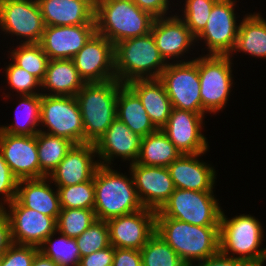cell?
<instances>
[{"instance_id":"obj_47","label":"cell","mask_w":266,"mask_h":266,"mask_svg":"<svg viewBox=\"0 0 266 266\" xmlns=\"http://www.w3.org/2000/svg\"><path fill=\"white\" fill-rule=\"evenodd\" d=\"M12 244L10 222L7 215L0 209V255Z\"/></svg>"},{"instance_id":"obj_36","label":"cell","mask_w":266,"mask_h":266,"mask_svg":"<svg viewBox=\"0 0 266 266\" xmlns=\"http://www.w3.org/2000/svg\"><path fill=\"white\" fill-rule=\"evenodd\" d=\"M96 220L93 209L61 208L56 220L57 232L77 238Z\"/></svg>"},{"instance_id":"obj_26","label":"cell","mask_w":266,"mask_h":266,"mask_svg":"<svg viewBox=\"0 0 266 266\" xmlns=\"http://www.w3.org/2000/svg\"><path fill=\"white\" fill-rule=\"evenodd\" d=\"M48 180V181H47ZM48 177L18 180L16 199L24 206L57 220L60 213L58 189L53 190Z\"/></svg>"},{"instance_id":"obj_48","label":"cell","mask_w":266,"mask_h":266,"mask_svg":"<svg viewBox=\"0 0 266 266\" xmlns=\"http://www.w3.org/2000/svg\"><path fill=\"white\" fill-rule=\"evenodd\" d=\"M31 266H58L53 260L38 251L33 258Z\"/></svg>"},{"instance_id":"obj_3","label":"cell","mask_w":266,"mask_h":266,"mask_svg":"<svg viewBox=\"0 0 266 266\" xmlns=\"http://www.w3.org/2000/svg\"><path fill=\"white\" fill-rule=\"evenodd\" d=\"M123 85L117 79L85 83L76 94L84 128V143L95 145L116 119L117 96Z\"/></svg>"},{"instance_id":"obj_21","label":"cell","mask_w":266,"mask_h":266,"mask_svg":"<svg viewBox=\"0 0 266 266\" xmlns=\"http://www.w3.org/2000/svg\"><path fill=\"white\" fill-rule=\"evenodd\" d=\"M142 137L132 132L126 124L116 118L104 135L95 144L100 165L110 166L114 157L135 163L138 159Z\"/></svg>"},{"instance_id":"obj_46","label":"cell","mask_w":266,"mask_h":266,"mask_svg":"<svg viewBox=\"0 0 266 266\" xmlns=\"http://www.w3.org/2000/svg\"><path fill=\"white\" fill-rule=\"evenodd\" d=\"M197 265L189 266H249L245 261L224 255L220 251L204 260L197 261Z\"/></svg>"},{"instance_id":"obj_42","label":"cell","mask_w":266,"mask_h":266,"mask_svg":"<svg viewBox=\"0 0 266 266\" xmlns=\"http://www.w3.org/2000/svg\"><path fill=\"white\" fill-rule=\"evenodd\" d=\"M17 184L18 179L12 174L0 152V194L4 196L2 197L3 202H0V209H3L5 204L11 203L16 198Z\"/></svg>"},{"instance_id":"obj_7","label":"cell","mask_w":266,"mask_h":266,"mask_svg":"<svg viewBox=\"0 0 266 266\" xmlns=\"http://www.w3.org/2000/svg\"><path fill=\"white\" fill-rule=\"evenodd\" d=\"M218 201L213 191L175 188L156 211V217L174 218L197 226H219L222 209Z\"/></svg>"},{"instance_id":"obj_10","label":"cell","mask_w":266,"mask_h":266,"mask_svg":"<svg viewBox=\"0 0 266 266\" xmlns=\"http://www.w3.org/2000/svg\"><path fill=\"white\" fill-rule=\"evenodd\" d=\"M232 59L229 55L199 57L200 96L208 113L222 111L233 86Z\"/></svg>"},{"instance_id":"obj_19","label":"cell","mask_w":266,"mask_h":266,"mask_svg":"<svg viewBox=\"0 0 266 266\" xmlns=\"http://www.w3.org/2000/svg\"><path fill=\"white\" fill-rule=\"evenodd\" d=\"M96 32V24L45 26L40 46L49 60L73 59Z\"/></svg>"},{"instance_id":"obj_25","label":"cell","mask_w":266,"mask_h":266,"mask_svg":"<svg viewBox=\"0 0 266 266\" xmlns=\"http://www.w3.org/2000/svg\"><path fill=\"white\" fill-rule=\"evenodd\" d=\"M126 85L139 97L154 127L162 129L173 108L163 83L158 78L136 79Z\"/></svg>"},{"instance_id":"obj_16","label":"cell","mask_w":266,"mask_h":266,"mask_svg":"<svg viewBox=\"0 0 266 266\" xmlns=\"http://www.w3.org/2000/svg\"><path fill=\"white\" fill-rule=\"evenodd\" d=\"M204 117L205 114L172 108L161 130L182 154L206 153L209 145L201 133Z\"/></svg>"},{"instance_id":"obj_15","label":"cell","mask_w":266,"mask_h":266,"mask_svg":"<svg viewBox=\"0 0 266 266\" xmlns=\"http://www.w3.org/2000/svg\"><path fill=\"white\" fill-rule=\"evenodd\" d=\"M110 245L122 249L141 250L156 231V211L143 208L107 220Z\"/></svg>"},{"instance_id":"obj_45","label":"cell","mask_w":266,"mask_h":266,"mask_svg":"<svg viewBox=\"0 0 266 266\" xmlns=\"http://www.w3.org/2000/svg\"><path fill=\"white\" fill-rule=\"evenodd\" d=\"M140 9L149 12L153 17L159 18L167 15L169 0H132Z\"/></svg>"},{"instance_id":"obj_20","label":"cell","mask_w":266,"mask_h":266,"mask_svg":"<svg viewBox=\"0 0 266 266\" xmlns=\"http://www.w3.org/2000/svg\"><path fill=\"white\" fill-rule=\"evenodd\" d=\"M94 144H76L67 152L64 159L49 174L48 178L56 187L71 186L86 182L94 177L99 161Z\"/></svg>"},{"instance_id":"obj_17","label":"cell","mask_w":266,"mask_h":266,"mask_svg":"<svg viewBox=\"0 0 266 266\" xmlns=\"http://www.w3.org/2000/svg\"><path fill=\"white\" fill-rule=\"evenodd\" d=\"M0 152L18 179H40L36 135H13L0 131Z\"/></svg>"},{"instance_id":"obj_4","label":"cell","mask_w":266,"mask_h":266,"mask_svg":"<svg viewBox=\"0 0 266 266\" xmlns=\"http://www.w3.org/2000/svg\"><path fill=\"white\" fill-rule=\"evenodd\" d=\"M125 174L110 166L99 165L94 174L96 218L107 221L144 208L134 186L132 174Z\"/></svg>"},{"instance_id":"obj_43","label":"cell","mask_w":266,"mask_h":266,"mask_svg":"<svg viewBox=\"0 0 266 266\" xmlns=\"http://www.w3.org/2000/svg\"><path fill=\"white\" fill-rule=\"evenodd\" d=\"M115 247L110 245L105 249L81 257L79 266H113Z\"/></svg>"},{"instance_id":"obj_30","label":"cell","mask_w":266,"mask_h":266,"mask_svg":"<svg viewBox=\"0 0 266 266\" xmlns=\"http://www.w3.org/2000/svg\"><path fill=\"white\" fill-rule=\"evenodd\" d=\"M181 154L167 135L161 129H157L142 138L136 163L145 166L168 167Z\"/></svg>"},{"instance_id":"obj_24","label":"cell","mask_w":266,"mask_h":266,"mask_svg":"<svg viewBox=\"0 0 266 266\" xmlns=\"http://www.w3.org/2000/svg\"><path fill=\"white\" fill-rule=\"evenodd\" d=\"M45 26L96 24L95 0H37Z\"/></svg>"},{"instance_id":"obj_41","label":"cell","mask_w":266,"mask_h":266,"mask_svg":"<svg viewBox=\"0 0 266 266\" xmlns=\"http://www.w3.org/2000/svg\"><path fill=\"white\" fill-rule=\"evenodd\" d=\"M38 251L36 246L12 243L1 255L0 266H31Z\"/></svg>"},{"instance_id":"obj_44","label":"cell","mask_w":266,"mask_h":266,"mask_svg":"<svg viewBox=\"0 0 266 266\" xmlns=\"http://www.w3.org/2000/svg\"><path fill=\"white\" fill-rule=\"evenodd\" d=\"M113 266H142L140 250L115 248Z\"/></svg>"},{"instance_id":"obj_18","label":"cell","mask_w":266,"mask_h":266,"mask_svg":"<svg viewBox=\"0 0 266 266\" xmlns=\"http://www.w3.org/2000/svg\"><path fill=\"white\" fill-rule=\"evenodd\" d=\"M129 166L142 205L158 211L175 190L168 168L145 166L136 162Z\"/></svg>"},{"instance_id":"obj_37","label":"cell","mask_w":266,"mask_h":266,"mask_svg":"<svg viewBox=\"0 0 266 266\" xmlns=\"http://www.w3.org/2000/svg\"><path fill=\"white\" fill-rule=\"evenodd\" d=\"M61 208L94 209V177L86 182L57 187Z\"/></svg>"},{"instance_id":"obj_38","label":"cell","mask_w":266,"mask_h":266,"mask_svg":"<svg viewBox=\"0 0 266 266\" xmlns=\"http://www.w3.org/2000/svg\"><path fill=\"white\" fill-rule=\"evenodd\" d=\"M75 240L81 257L105 249L110 246V235L107 221L97 219L80 236L75 238Z\"/></svg>"},{"instance_id":"obj_34","label":"cell","mask_w":266,"mask_h":266,"mask_svg":"<svg viewBox=\"0 0 266 266\" xmlns=\"http://www.w3.org/2000/svg\"><path fill=\"white\" fill-rule=\"evenodd\" d=\"M18 46L9 54L13 63L42 82L49 62L47 54L39 43H20Z\"/></svg>"},{"instance_id":"obj_29","label":"cell","mask_w":266,"mask_h":266,"mask_svg":"<svg viewBox=\"0 0 266 266\" xmlns=\"http://www.w3.org/2000/svg\"><path fill=\"white\" fill-rule=\"evenodd\" d=\"M240 22L232 53L243 52L252 57L266 58V20L259 13L247 14ZM235 51V52H234Z\"/></svg>"},{"instance_id":"obj_23","label":"cell","mask_w":266,"mask_h":266,"mask_svg":"<svg viewBox=\"0 0 266 266\" xmlns=\"http://www.w3.org/2000/svg\"><path fill=\"white\" fill-rule=\"evenodd\" d=\"M204 154H181L167 167L175 188L213 191L216 171L210 164L198 159Z\"/></svg>"},{"instance_id":"obj_35","label":"cell","mask_w":266,"mask_h":266,"mask_svg":"<svg viewBox=\"0 0 266 266\" xmlns=\"http://www.w3.org/2000/svg\"><path fill=\"white\" fill-rule=\"evenodd\" d=\"M140 252L142 266H187L174 249L156 232Z\"/></svg>"},{"instance_id":"obj_2","label":"cell","mask_w":266,"mask_h":266,"mask_svg":"<svg viewBox=\"0 0 266 266\" xmlns=\"http://www.w3.org/2000/svg\"><path fill=\"white\" fill-rule=\"evenodd\" d=\"M154 19L132 0H95L96 32L114 45L148 34Z\"/></svg>"},{"instance_id":"obj_32","label":"cell","mask_w":266,"mask_h":266,"mask_svg":"<svg viewBox=\"0 0 266 266\" xmlns=\"http://www.w3.org/2000/svg\"><path fill=\"white\" fill-rule=\"evenodd\" d=\"M36 140L40 164V178L48 177L74 144L68 139L44 132H38L36 134Z\"/></svg>"},{"instance_id":"obj_5","label":"cell","mask_w":266,"mask_h":266,"mask_svg":"<svg viewBox=\"0 0 266 266\" xmlns=\"http://www.w3.org/2000/svg\"><path fill=\"white\" fill-rule=\"evenodd\" d=\"M115 76L122 84L136 79H157L168 63L151 32L114 45Z\"/></svg>"},{"instance_id":"obj_6","label":"cell","mask_w":266,"mask_h":266,"mask_svg":"<svg viewBox=\"0 0 266 266\" xmlns=\"http://www.w3.org/2000/svg\"><path fill=\"white\" fill-rule=\"evenodd\" d=\"M226 217L222 211L219 224L220 252L241 259L249 266H263L266 248L259 249L264 238L263 226L259 220L249 214L237 215L231 219Z\"/></svg>"},{"instance_id":"obj_13","label":"cell","mask_w":266,"mask_h":266,"mask_svg":"<svg viewBox=\"0 0 266 266\" xmlns=\"http://www.w3.org/2000/svg\"><path fill=\"white\" fill-rule=\"evenodd\" d=\"M114 57V44L95 32L72 60L85 83H102L116 79Z\"/></svg>"},{"instance_id":"obj_22","label":"cell","mask_w":266,"mask_h":266,"mask_svg":"<svg viewBox=\"0 0 266 266\" xmlns=\"http://www.w3.org/2000/svg\"><path fill=\"white\" fill-rule=\"evenodd\" d=\"M151 33L161 56L167 63L175 57L182 58L181 56L189 52L188 49L193 42H196V37L177 14L155 18Z\"/></svg>"},{"instance_id":"obj_31","label":"cell","mask_w":266,"mask_h":266,"mask_svg":"<svg viewBox=\"0 0 266 266\" xmlns=\"http://www.w3.org/2000/svg\"><path fill=\"white\" fill-rule=\"evenodd\" d=\"M16 107L15 123L1 127L0 131L13 135L32 136L40 132L41 94L21 95Z\"/></svg>"},{"instance_id":"obj_14","label":"cell","mask_w":266,"mask_h":266,"mask_svg":"<svg viewBox=\"0 0 266 266\" xmlns=\"http://www.w3.org/2000/svg\"><path fill=\"white\" fill-rule=\"evenodd\" d=\"M2 211L10 222L12 243L39 247L57 231L56 219L24 207L16 198Z\"/></svg>"},{"instance_id":"obj_8","label":"cell","mask_w":266,"mask_h":266,"mask_svg":"<svg viewBox=\"0 0 266 266\" xmlns=\"http://www.w3.org/2000/svg\"><path fill=\"white\" fill-rule=\"evenodd\" d=\"M158 79L163 83L173 108L207 114L200 96L199 57L168 63Z\"/></svg>"},{"instance_id":"obj_11","label":"cell","mask_w":266,"mask_h":266,"mask_svg":"<svg viewBox=\"0 0 266 266\" xmlns=\"http://www.w3.org/2000/svg\"><path fill=\"white\" fill-rule=\"evenodd\" d=\"M0 28L20 43H39L45 24L37 0H0Z\"/></svg>"},{"instance_id":"obj_28","label":"cell","mask_w":266,"mask_h":266,"mask_svg":"<svg viewBox=\"0 0 266 266\" xmlns=\"http://www.w3.org/2000/svg\"><path fill=\"white\" fill-rule=\"evenodd\" d=\"M116 118L142 138L157 130L139 97L126 84L118 92Z\"/></svg>"},{"instance_id":"obj_27","label":"cell","mask_w":266,"mask_h":266,"mask_svg":"<svg viewBox=\"0 0 266 266\" xmlns=\"http://www.w3.org/2000/svg\"><path fill=\"white\" fill-rule=\"evenodd\" d=\"M84 84L72 59H54L48 62L41 88L50 91L44 95L76 96Z\"/></svg>"},{"instance_id":"obj_9","label":"cell","mask_w":266,"mask_h":266,"mask_svg":"<svg viewBox=\"0 0 266 266\" xmlns=\"http://www.w3.org/2000/svg\"><path fill=\"white\" fill-rule=\"evenodd\" d=\"M41 125L48 129L40 132L68 139L74 145L84 144L82 116L75 96L41 94Z\"/></svg>"},{"instance_id":"obj_1","label":"cell","mask_w":266,"mask_h":266,"mask_svg":"<svg viewBox=\"0 0 266 266\" xmlns=\"http://www.w3.org/2000/svg\"><path fill=\"white\" fill-rule=\"evenodd\" d=\"M187 265L220 251L219 226H197L174 218L156 217V231Z\"/></svg>"},{"instance_id":"obj_39","label":"cell","mask_w":266,"mask_h":266,"mask_svg":"<svg viewBox=\"0 0 266 266\" xmlns=\"http://www.w3.org/2000/svg\"><path fill=\"white\" fill-rule=\"evenodd\" d=\"M218 0H185L183 16L180 18L186 23L191 33L197 37L206 27L207 20L214 4Z\"/></svg>"},{"instance_id":"obj_12","label":"cell","mask_w":266,"mask_h":266,"mask_svg":"<svg viewBox=\"0 0 266 266\" xmlns=\"http://www.w3.org/2000/svg\"><path fill=\"white\" fill-rule=\"evenodd\" d=\"M236 0H218L209 15L206 27L196 37L204 40L208 55H232L239 26L236 20Z\"/></svg>"},{"instance_id":"obj_40","label":"cell","mask_w":266,"mask_h":266,"mask_svg":"<svg viewBox=\"0 0 266 266\" xmlns=\"http://www.w3.org/2000/svg\"><path fill=\"white\" fill-rule=\"evenodd\" d=\"M5 72L10 89H14L19 96L42 94L39 91L36 92L37 88L41 87V82L25 69L11 62L5 68Z\"/></svg>"},{"instance_id":"obj_33","label":"cell","mask_w":266,"mask_h":266,"mask_svg":"<svg viewBox=\"0 0 266 266\" xmlns=\"http://www.w3.org/2000/svg\"><path fill=\"white\" fill-rule=\"evenodd\" d=\"M59 234L58 239L53 240L54 235ZM39 251L53 260L58 266H79L80 251L75 238H70L60 232L50 234L38 247Z\"/></svg>"}]
</instances>
